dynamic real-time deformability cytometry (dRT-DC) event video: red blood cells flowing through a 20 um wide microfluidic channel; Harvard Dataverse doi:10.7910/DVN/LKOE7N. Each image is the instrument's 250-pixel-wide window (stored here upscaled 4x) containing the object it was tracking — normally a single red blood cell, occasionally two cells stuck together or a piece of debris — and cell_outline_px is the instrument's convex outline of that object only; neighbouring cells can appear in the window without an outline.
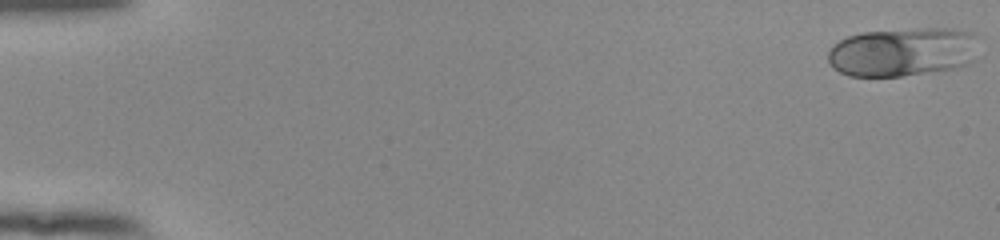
{"species": "human", "species_latin": "Homo sapiens", "temperature_condition": "room temperature", "stored_images_in_passage": 54, "camera_frame_rate_fps": 3000, "um_per_image_px": 0.085, "donor": {"sex": "female"}, "frame": {"image": 1, "passage_image": 1, "time_ms": 0.0, "image_size_px": [1000, 240], "cell_outline_px": [[976, 60], [968, 64], [956, 68], [900, 76], [848, 76], [832, 68], [828, 60], [828, 52], [832, 44], [848, 36], [860, 32], [920, 28], [948, 28], [972, 32], [976, 36]], "centroid_in_image_um": [76.72, 4.41], "position_along_channel_um": 8.3, "area_um2": 43.35}}
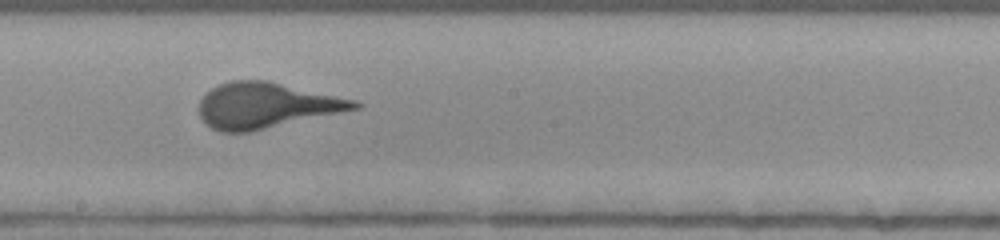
{"frame": {"image": 2, "passage_image": 31, "time_ms": 10.0, "image_size_px": [1000, 240], "cell_outline_px": [[364, 104], [360, 108], [248, 132], [220, 132], [212, 128], [200, 116], [200, 100], [212, 88], [220, 84], [232, 80], [268, 80], [356, 100]], "centroid_in_image_um": [22.64, 8.95], "position_along_channel_um": 225.6, "area_um2": 40.81}}
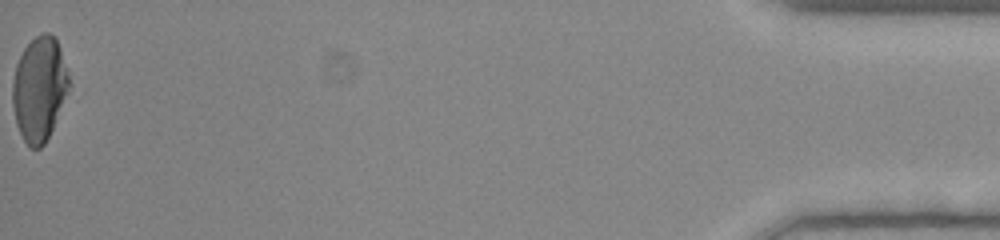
{"frame": {"image": 3, "passage_image": 54, "time_ms": 17.667, "image_size_px": [1000, 240], "cell_outline_px": [[68, 92], [52, 128], [44, 144], [40, 148], [28, 148], [16, 124], [12, 104], [12, 84], [16, 64], [24, 48], [36, 36], [44, 32], [48, 32], [56, 40], [60, 48], [68, 68]], "centroid_in_image_um": [3.33, 7.55], "position_along_channel_um": 431.9, "area_um2": 34.1}}